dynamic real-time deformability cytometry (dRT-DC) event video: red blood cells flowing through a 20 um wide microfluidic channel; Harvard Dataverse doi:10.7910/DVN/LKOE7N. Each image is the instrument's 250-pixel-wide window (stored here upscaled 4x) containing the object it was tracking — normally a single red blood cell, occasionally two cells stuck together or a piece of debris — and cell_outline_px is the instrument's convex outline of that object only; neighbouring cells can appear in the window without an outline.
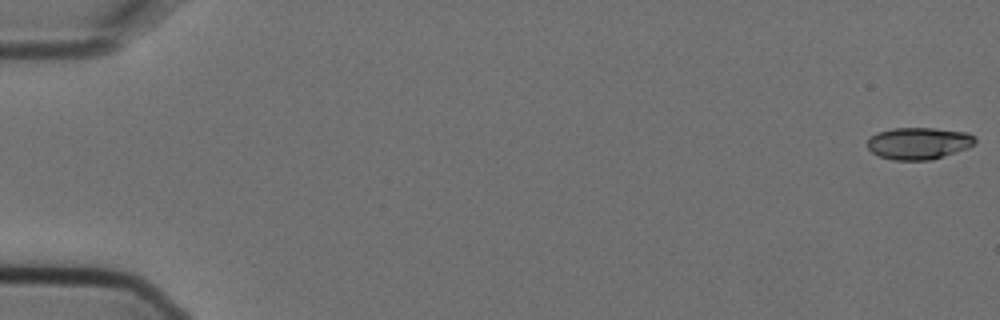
{"species": "Egyptian fruit bat (a non-hibernating species)", "species_latin": "Rousettus aegyptiacus", "temperature_condition": "cold", "stored_images_in_passage": 7, "camera_frame_rate_fps": 3000, "um_per_image_px": 0.085, "animal": {"sex": "female"}, "frame": {"image": 1, "passage_image": 1, "time_ms": 0.0, "image_size_px": [1000, 320], "cell_outline_px": [[976, 144], [968, 148], [932, 160], [892, 160], [880, 156], [872, 152], [868, 148], [868, 140], [876, 132], [892, 128], [932, 128], [968, 132], [976, 136]], "centroid_in_image_um": [78.13, 12.18], "position_along_channel_um": 6.9, "area_um2": 20.23}}
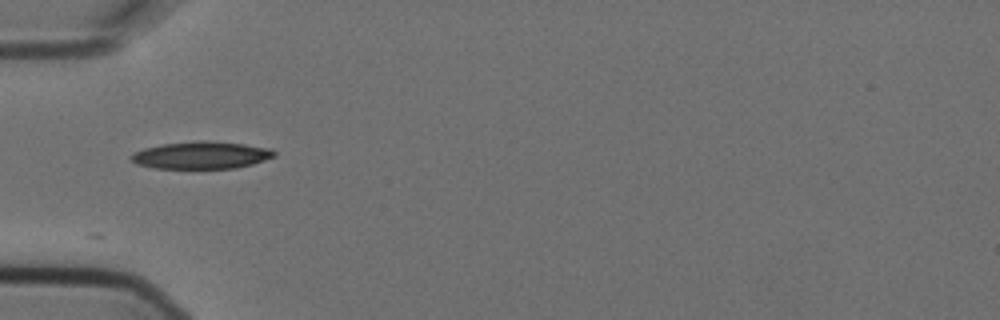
{"frame": {"image": 2, "passage_image": 6, "time_ms": 1.667, "image_size_px": [1000, 320], "cell_outline_px": [[276, 156], [252, 164], [236, 168], [156, 168], [136, 164], [128, 156], [132, 152], [144, 148], [164, 144], [200, 140], [208, 140], [244, 144], [272, 148], [276, 152]], "centroid_in_image_um": [17.12, 13.18], "position_along_channel_um": 67.9, "area_um2": 22.89}}